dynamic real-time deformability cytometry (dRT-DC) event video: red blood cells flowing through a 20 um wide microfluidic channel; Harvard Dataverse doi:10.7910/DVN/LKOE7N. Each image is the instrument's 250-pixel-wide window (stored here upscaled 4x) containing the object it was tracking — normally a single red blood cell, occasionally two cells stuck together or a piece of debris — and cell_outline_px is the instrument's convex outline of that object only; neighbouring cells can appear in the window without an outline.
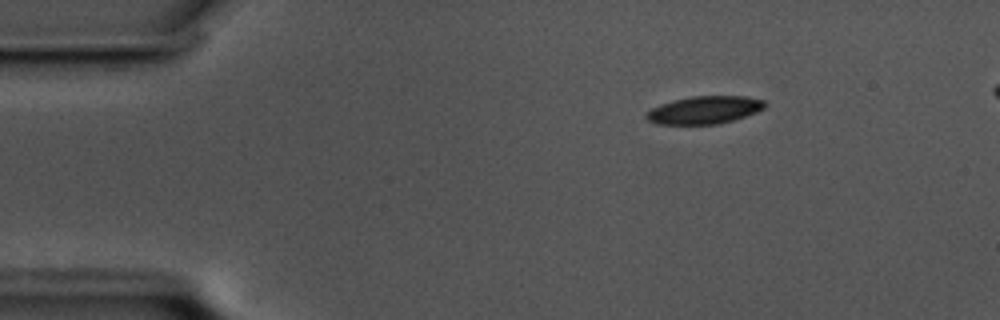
{"species": "common noctule bat (a hibernating species)", "species_latin": "Nyctalus noctula", "temperature_condition": "cold", "stored_images_in_passage": 50, "camera_frame_rate_fps": 3000, "um_per_image_px": 0.085, "animal": {"sex": "male", "body_mass_g": 17.5, "forearm_length_mm": 52.3}, "frame": {"image": 1, "passage_image": 1, "time_ms": 0.0, "image_size_px": [1000, 320], "cell_outline_px": [[764, 108], [756, 112], [720, 124], [656, 124], [648, 120], [644, 116], [652, 108], [660, 104], [672, 100], [692, 96], [744, 96], [764, 100]], "centroid_in_image_um": [59.84, 9.35], "position_along_channel_um": 25.2, "area_um2": 19.02}}
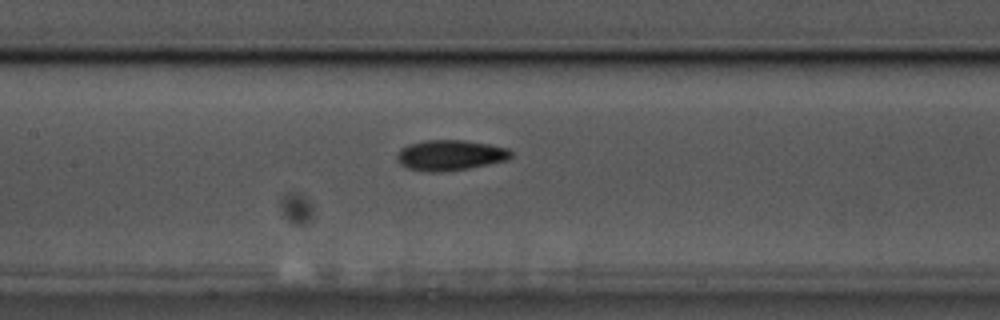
{"frame": {"image": 2, "passage_image": 19, "time_ms": 6.0, "image_size_px": [1000, 320], "cell_outline_px": [[512, 156], [508, 160], [468, 168], [444, 172], [424, 172], [408, 168], [400, 164], [396, 160], [396, 152], [400, 148], [408, 144], [424, 140], [464, 140], [488, 144], [508, 148], [512, 152]], "centroid_in_image_um": [38.22, 13.19], "position_along_channel_um": 169.2, "area_um2": 20.52}}
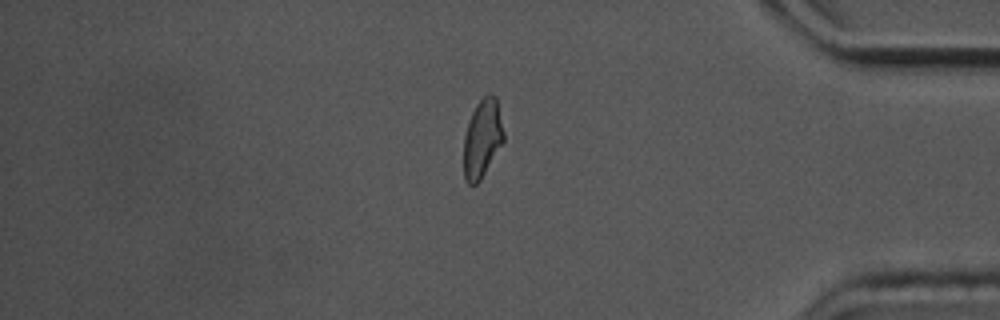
{"frame": {"image": 3, "passage_image": 41, "time_ms": 13.333, "image_size_px": [1000, 320], "cell_outline_px": [[504, 140], [480, 180], [476, 184], [468, 184], [464, 180], [464, 136], [472, 112], [476, 104], [488, 92], [492, 92], [496, 96], [504, 132]], "centroid_in_image_um": [41.0, 11.74], "position_along_channel_um": 394.2, "area_um2": 18.15}, "authors_computed_cell_mechanics": {"area_um2": 19.2763, "velocity_mm_per_s": 3.4618, "shape_relaxation_time_tau1_ms": 4.9551, "shape_relaxation_time_tau2_ms": 3.1782, "deformation_change_tau1": 0.1077, "deformation_change_tau2": 0.0821}}